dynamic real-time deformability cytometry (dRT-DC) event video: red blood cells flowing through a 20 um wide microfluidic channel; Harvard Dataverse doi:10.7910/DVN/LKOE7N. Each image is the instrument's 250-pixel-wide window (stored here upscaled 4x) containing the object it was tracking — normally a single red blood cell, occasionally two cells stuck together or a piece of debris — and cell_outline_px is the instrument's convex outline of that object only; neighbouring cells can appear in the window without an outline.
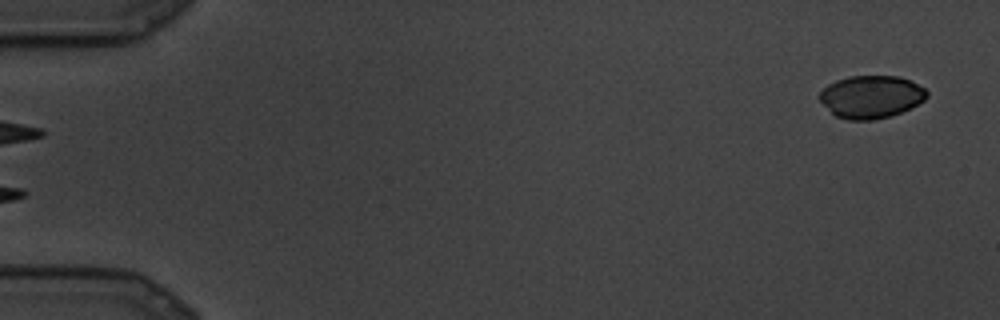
{"species": "common noctule bat (a hibernating species)", "species_latin": "Nyctalus noctula", "temperature_condition": "cold", "stored_images_in_passage": 6, "segment_of_instrument_passage": [2, 2], "camera_frame_rate_fps": 3000, "um_per_image_px": 0.085, "animal": {"sex": "male", "body_mass_g": 19.5, "forearm_length_mm": 54.6}, "frame": {"image": 1, "passage_image": 6, "time_ms": 1.667, "image_size_px": [1000, 320], "cell_outline_px": [[928, 96], [924, 100], [892, 116], [872, 120], [848, 120], [836, 116], [816, 96], [828, 84], [836, 80], [848, 76], [900, 76], [924, 88], [928, 92]], "centroid_in_image_um": [74.02, 8.22], "position_along_channel_um": 11.0, "area_um2": 26.53}}